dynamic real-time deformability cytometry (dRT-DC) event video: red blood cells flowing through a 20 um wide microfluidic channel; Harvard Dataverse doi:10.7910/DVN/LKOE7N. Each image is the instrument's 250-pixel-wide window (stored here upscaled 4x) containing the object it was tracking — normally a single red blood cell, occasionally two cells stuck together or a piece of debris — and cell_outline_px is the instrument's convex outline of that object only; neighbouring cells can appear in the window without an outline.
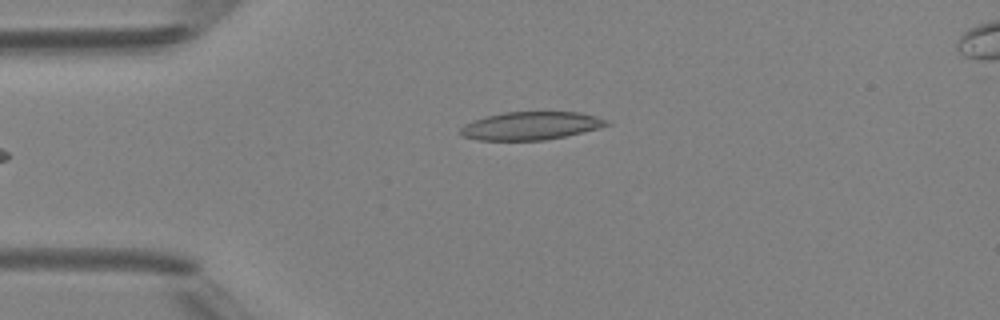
{"species": "Egyptian fruit bat (a non-hibernating species)", "species_latin": "Rousettus aegyptiacus", "temperature_condition": "room temperature", "stored_images_in_passage": 4, "camera_frame_rate_fps": 3000, "um_per_image_px": 0.085, "animal": {"sex": "female"}, "frame": {"image": 1, "passage_image": 4, "time_ms": 4.333, "image_size_px": [1000, 320], "cell_outline_px": [[612, 124], [600, 128], [564, 136], [544, 140], [476, 140], [464, 136], [460, 132], [460, 128], [464, 124], [488, 116], [504, 112], [580, 112], [596, 116], [608, 120]], "centroid_in_image_um": [45.16, 10.69], "position_along_channel_um": 39.8, "area_um2": 23.76}}